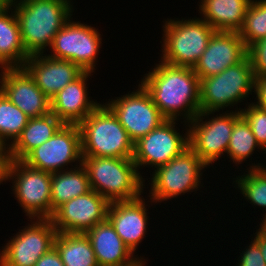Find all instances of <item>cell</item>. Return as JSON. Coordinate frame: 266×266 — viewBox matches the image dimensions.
<instances>
[{
    "label": "cell",
    "instance_id": "14",
    "mask_svg": "<svg viewBox=\"0 0 266 266\" xmlns=\"http://www.w3.org/2000/svg\"><path fill=\"white\" fill-rule=\"evenodd\" d=\"M137 86V90L105 102L134 143L166 120L145 88L140 83Z\"/></svg>",
    "mask_w": 266,
    "mask_h": 266
},
{
    "label": "cell",
    "instance_id": "29",
    "mask_svg": "<svg viewBox=\"0 0 266 266\" xmlns=\"http://www.w3.org/2000/svg\"><path fill=\"white\" fill-rule=\"evenodd\" d=\"M29 119L0 91V146L8 148L21 134Z\"/></svg>",
    "mask_w": 266,
    "mask_h": 266
},
{
    "label": "cell",
    "instance_id": "27",
    "mask_svg": "<svg viewBox=\"0 0 266 266\" xmlns=\"http://www.w3.org/2000/svg\"><path fill=\"white\" fill-rule=\"evenodd\" d=\"M252 164V165H250ZM243 175L233 177L234 188L243 195L253 207L264 208L266 211V164L250 163ZM247 170V171H246ZM235 179V180H234ZM237 185V186H236ZM236 186V187H235ZM240 190V191H239ZM260 225L266 224V213L263 214Z\"/></svg>",
    "mask_w": 266,
    "mask_h": 266
},
{
    "label": "cell",
    "instance_id": "33",
    "mask_svg": "<svg viewBox=\"0 0 266 266\" xmlns=\"http://www.w3.org/2000/svg\"><path fill=\"white\" fill-rule=\"evenodd\" d=\"M241 252L236 266H266L260 247L253 239Z\"/></svg>",
    "mask_w": 266,
    "mask_h": 266
},
{
    "label": "cell",
    "instance_id": "32",
    "mask_svg": "<svg viewBox=\"0 0 266 266\" xmlns=\"http://www.w3.org/2000/svg\"><path fill=\"white\" fill-rule=\"evenodd\" d=\"M247 56L255 79L266 76V37L251 44L247 48Z\"/></svg>",
    "mask_w": 266,
    "mask_h": 266
},
{
    "label": "cell",
    "instance_id": "5",
    "mask_svg": "<svg viewBox=\"0 0 266 266\" xmlns=\"http://www.w3.org/2000/svg\"><path fill=\"white\" fill-rule=\"evenodd\" d=\"M177 19V20H176ZM160 60L174 66L194 68L216 32L205 20L165 19ZM162 55V56H161Z\"/></svg>",
    "mask_w": 266,
    "mask_h": 266
},
{
    "label": "cell",
    "instance_id": "7",
    "mask_svg": "<svg viewBox=\"0 0 266 266\" xmlns=\"http://www.w3.org/2000/svg\"><path fill=\"white\" fill-rule=\"evenodd\" d=\"M255 77L250 60L246 56L241 62L221 73L200 79V111H228L244 102L254 92ZM244 100V101H243Z\"/></svg>",
    "mask_w": 266,
    "mask_h": 266
},
{
    "label": "cell",
    "instance_id": "9",
    "mask_svg": "<svg viewBox=\"0 0 266 266\" xmlns=\"http://www.w3.org/2000/svg\"><path fill=\"white\" fill-rule=\"evenodd\" d=\"M51 179L49 172L10 159L7 181L12 182L14 197L28 219L51 218Z\"/></svg>",
    "mask_w": 266,
    "mask_h": 266
},
{
    "label": "cell",
    "instance_id": "21",
    "mask_svg": "<svg viewBox=\"0 0 266 266\" xmlns=\"http://www.w3.org/2000/svg\"><path fill=\"white\" fill-rule=\"evenodd\" d=\"M85 234L90 240L99 266H139L142 262H148L144 257L134 255L108 219L96 224Z\"/></svg>",
    "mask_w": 266,
    "mask_h": 266
},
{
    "label": "cell",
    "instance_id": "26",
    "mask_svg": "<svg viewBox=\"0 0 266 266\" xmlns=\"http://www.w3.org/2000/svg\"><path fill=\"white\" fill-rule=\"evenodd\" d=\"M54 247L60 254L64 266H99L85 233L58 232Z\"/></svg>",
    "mask_w": 266,
    "mask_h": 266
},
{
    "label": "cell",
    "instance_id": "37",
    "mask_svg": "<svg viewBox=\"0 0 266 266\" xmlns=\"http://www.w3.org/2000/svg\"><path fill=\"white\" fill-rule=\"evenodd\" d=\"M253 234L254 236L252 238L259 245L263 259L266 262V227L260 225V227L256 229V233Z\"/></svg>",
    "mask_w": 266,
    "mask_h": 266
},
{
    "label": "cell",
    "instance_id": "10",
    "mask_svg": "<svg viewBox=\"0 0 266 266\" xmlns=\"http://www.w3.org/2000/svg\"><path fill=\"white\" fill-rule=\"evenodd\" d=\"M101 37L98 28L81 23V21H73L72 17L54 36L49 48L51 54L47 56L71 61L83 71L95 73L99 51L102 47Z\"/></svg>",
    "mask_w": 266,
    "mask_h": 266
},
{
    "label": "cell",
    "instance_id": "28",
    "mask_svg": "<svg viewBox=\"0 0 266 266\" xmlns=\"http://www.w3.org/2000/svg\"><path fill=\"white\" fill-rule=\"evenodd\" d=\"M261 150L262 148L258 144L256 137L252 133V130L246 120L240 116L234 123L231 138L228 145L227 157L229 162H233L235 165H240L247 162L248 158L254 154V152Z\"/></svg>",
    "mask_w": 266,
    "mask_h": 266
},
{
    "label": "cell",
    "instance_id": "24",
    "mask_svg": "<svg viewBox=\"0 0 266 266\" xmlns=\"http://www.w3.org/2000/svg\"><path fill=\"white\" fill-rule=\"evenodd\" d=\"M29 57L22 43L20 26L13 7L1 10L0 69L23 67Z\"/></svg>",
    "mask_w": 266,
    "mask_h": 266
},
{
    "label": "cell",
    "instance_id": "34",
    "mask_svg": "<svg viewBox=\"0 0 266 266\" xmlns=\"http://www.w3.org/2000/svg\"><path fill=\"white\" fill-rule=\"evenodd\" d=\"M254 94L256 101L253 103L260 109L266 110V76L255 79Z\"/></svg>",
    "mask_w": 266,
    "mask_h": 266
},
{
    "label": "cell",
    "instance_id": "8",
    "mask_svg": "<svg viewBox=\"0 0 266 266\" xmlns=\"http://www.w3.org/2000/svg\"><path fill=\"white\" fill-rule=\"evenodd\" d=\"M235 108L219 112L215 117L213 111L200 112L187 123L189 147L208 167L227 153L234 123L241 116L242 108Z\"/></svg>",
    "mask_w": 266,
    "mask_h": 266
},
{
    "label": "cell",
    "instance_id": "11",
    "mask_svg": "<svg viewBox=\"0 0 266 266\" xmlns=\"http://www.w3.org/2000/svg\"><path fill=\"white\" fill-rule=\"evenodd\" d=\"M82 158L78 125L63 124L49 140L31 150L21 161L52 174L80 166ZM68 165L73 167L68 168Z\"/></svg>",
    "mask_w": 266,
    "mask_h": 266
},
{
    "label": "cell",
    "instance_id": "22",
    "mask_svg": "<svg viewBox=\"0 0 266 266\" xmlns=\"http://www.w3.org/2000/svg\"><path fill=\"white\" fill-rule=\"evenodd\" d=\"M251 0H200L199 13L215 31L238 32Z\"/></svg>",
    "mask_w": 266,
    "mask_h": 266
},
{
    "label": "cell",
    "instance_id": "6",
    "mask_svg": "<svg viewBox=\"0 0 266 266\" xmlns=\"http://www.w3.org/2000/svg\"><path fill=\"white\" fill-rule=\"evenodd\" d=\"M208 168L200 157L188 147L180 155L152 172V178H149L151 187L147 197L155 205L177 198L181 194L196 193L200 188H204L201 180H203V172Z\"/></svg>",
    "mask_w": 266,
    "mask_h": 266
},
{
    "label": "cell",
    "instance_id": "35",
    "mask_svg": "<svg viewBox=\"0 0 266 266\" xmlns=\"http://www.w3.org/2000/svg\"><path fill=\"white\" fill-rule=\"evenodd\" d=\"M34 266H64L60 254L53 247L50 251L43 254Z\"/></svg>",
    "mask_w": 266,
    "mask_h": 266
},
{
    "label": "cell",
    "instance_id": "4",
    "mask_svg": "<svg viewBox=\"0 0 266 266\" xmlns=\"http://www.w3.org/2000/svg\"><path fill=\"white\" fill-rule=\"evenodd\" d=\"M78 127L82 156L133 158L134 142L104 102L79 123Z\"/></svg>",
    "mask_w": 266,
    "mask_h": 266
},
{
    "label": "cell",
    "instance_id": "31",
    "mask_svg": "<svg viewBox=\"0 0 266 266\" xmlns=\"http://www.w3.org/2000/svg\"><path fill=\"white\" fill-rule=\"evenodd\" d=\"M245 104L246 106L240 110V114L249 124L252 133L262 148L260 152L266 155V110L260 109L253 102H245Z\"/></svg>",
    "mask_w": 266,
    "mask_h": 266
},
{
    "label": "cell",
    "instance_id": "20",
    "mask_svg": "<svg viewBox=\"0 0 266 266\" xmlns=\"http://www.w3.org/2000/svg\"><path fill=\"white\" fill-rule=\"evenodd\" d=\"M92 73L84 71L50 100L51 113L63 124L78 125L100 104L97 100H92L87 91V81Z\"/></svg>",
    "mask_w": 266,
    "mask_h": 266
},
{
    "label": "cell",
    "instance_id": "23",
    "mask_svg": "<svg viewBox=\"0 0 266 266\" xmlns=\"http://www.w3.org/2000/svg\"><path fill=\"white\" fill-rule=\"evenodd\" d=\"M63 123L53 114L30 118L17 139L7 148L11 160H22L31 150L49 140Z\"/></svg>",
    "mask_w": 266,
    "mask_h": 266
},
{
    "label": "cell",
    "instance_id": "30",
    "mask_svg": "<svg viewBox=\"0 0 266 266\" xmlns=\"http://www.w3.org/2000/svg\"><path fill=\"white\" fill-rule=\"evenodd\" d=\"M238 33L247 48L266 37V0L250 1Z\"/></svg>",
    "mask_w": 266,
    "mask_h": 266
},
{
    "label": "cell",
    "instance_id": "36",
    "mask_svg": "<svg viewBox=\"0 0 266 266\" xmlns=\"http://www.w3.org/2000/svg\"><path fill=\"white\" fill-rule=\"evenodd\" d=\"M10 161L6 147L0 146V185L7 182V169Z\"/></svg>",
    "mask_w": 266,
    "mask_h": 266
},
{
    "label": "cell",
    "instance_id": "1",
    "mask_svg": "<svg viewBox=\"0 0 266 266\" xmlns=\"http://www.w3.org/2000/svg\"><path fill=\"white\" fill-rule=\"evenodd\" d=\"M147 72L139 82L150 94L162 116L167 120L183 119V126H188L187 123L201 112L200 79L194 69L160 60Z\"/></svg>",
    "mask_w": 266,
    "mask_h": 266
},
{
    "label": "cell",
    "instance_id": "13",
    "mask_svg": "<svg viewBox=\"0 0 266 266\" xmlns=\"http://www.w3.org/2000/svg\"><path fill=\"white\" fill-rule=\"evenodd\" d=\"M178 120H165L157 128L134 143L133 161L138 171L150 167L155 170L167 164L189 147L188 128L181 134ZM178 129V130H177ZM179 131V132H178Z\"/></svg>",
    "mask_w": 266,
    "mask_h": 266
},
{
    "label": "cell",
    "instance_id": "12",
    "mask_svg": "<svg viewBox=\"0 0 266 266\" xmlns=\"http://www.w3.org/2000/svg\"><path fill=\"white\" fill-rule=\"evenodd\" d=\"M58 231L51 218H32L0 249V266H34L54 247Z\"/></svg>",
    "mask_w": 266,
    "mask_h": 266
},
{
    "label": "cell",
    "instance_id": "2",
    "mask_svg": "<svg viewBox=\"0 0 266 266\" xmlns=\"http://www.w3.org/2000/svg\"><path fill=\"white\" fill-rule=\"evenodd\" d=\"M21 39L29 55L44 54L54 36L72 18L73 4L67 0H14Z\"/></svg>",
    "mask_w": 266,
    "mask_h": 266
},
{
    "label": "cell",
    "instance_id": "3",
    "mask_svg": "<svg viewBox=\"0 0 266 266\" xmlns=\"http://www.w3.org/2000/svg\"><path fill=\"white\" fill-rule=\"evenodd\" d=\"M91 190L110 203L130 201L143 195L147 183L133 158L82 156Z\"/></svg>",
    "mask_w": 266,
    "mask_h": 266
},
{
    "label": "cell",
    "instance_id": "39",
    "mask_svg": "<svg viewBox=\"0 0 266 266\" xmlns=\"http://www.w3.org/2000/svg\"><path fill=\"white\" fill-rule=\"evenodd\" d=\"M147 262H142L139 266H146Z\"/></svg>",
    "mask_w": 266,
    "mask_h": 266
},
{
    "label": "cell",
    "instance_id": "15",
    "mask_svg": "<svg viewBox=\"0 0 266 266\" xmlns=\"http://www.w3.org/2000/svg\"><path fill=\"white\" fill-rule=\"evenodd\" d=\"M109 205L107 199L90 190L59 206L51 220L58 232L85 233L107 219Z\"/></svg>",
    "mask_w": 266,
    "mask_h": 266
},
{
    "label": "cell",
    "instance_id": "25",
    "mask_svg": "<svg viewBox=\"0 0 266 266\" xmlns=\"http://www.w3.org/2000/svg\"><path fill=\"white\" fill-rule=\"evenodd\" d=\"M91 190L86 169L82 164L76 168L52 173L51 217L63 203Z\"/></svg>",
    "mask_w": 266,
    "mask_h": 266
},
{
    "label": "cell",
    "instance_id": "38",
    "mask_svg": "<svg viewBox=\"0 0 266 266\" xmlns=\"http://www.w3.org/2000/svg\"><path fill=\"white\" fill-rule=\"evenodd\" d=\"M14 0H0V11L13 7Z\"/></svg>",
    "mask_w": 266,
    "mask_h": 266
},
{
    "label": "cell",
    "instance_id": "16",
    "mask_svg": "<svg viewBox=\"0 0 266 266\" xmlns=\"http://www.w3.org/2000/svg\"><path fill=\"white\" fill-rule=\"evenodd\" d=\"M0 91L30 118L51 112L50 99L23 67L1 68Z\"/></svg>",
    "mask_w": 266,
    "mask_h": 266
},
{
    "label": "cell",
    "instance_id": "17",
    "mask_svg": "<svg viewBox=\"0 0 266 266\" xmlns=\"http://www.w3.org/2000/svg\"><path fill=\"white\" fill-rule=\"evenodd\" d=\"M246 56L247 47L238 32L216 31L193 69L199 79L207 78L238 64Z\"/></svg>",
    "mask_w": 266,
    "mask_h": 266
},
{
    "label": "cell",
    "instance_id": "19",
    "mask_svg": "<svg viewBox=\"0 0 266 266\" xmlns=\"http://www.w3.org/2000/svg\"><path fill=\"white\" fill-rule=\"evenodd\" d=\"M23 68L50 100L84 72L71 61L52 58L46 53L30 55Z\"/></svg>",
    "mask_w": 266,
    "mask_h": 266
},
{
    "label": "cell",
    "instance_id": "18",
    "mask_svg": "<svg viewBox=\"0 0 266 266\" xmlns=\"http://www.w3.org/2000/svg\"><path fill=\"white\" fill-rule=\"evenodd\" d=\"M143 196L130 201H114L108 208L107 219L114 227L115 232L121 237L124 244L136 254L139 244L142 242L148 230L150 207ZM147 208V209H146Z\"/></svg>",
    "mask_w": 266,
    "mask_h": 266
}]
</instances>
